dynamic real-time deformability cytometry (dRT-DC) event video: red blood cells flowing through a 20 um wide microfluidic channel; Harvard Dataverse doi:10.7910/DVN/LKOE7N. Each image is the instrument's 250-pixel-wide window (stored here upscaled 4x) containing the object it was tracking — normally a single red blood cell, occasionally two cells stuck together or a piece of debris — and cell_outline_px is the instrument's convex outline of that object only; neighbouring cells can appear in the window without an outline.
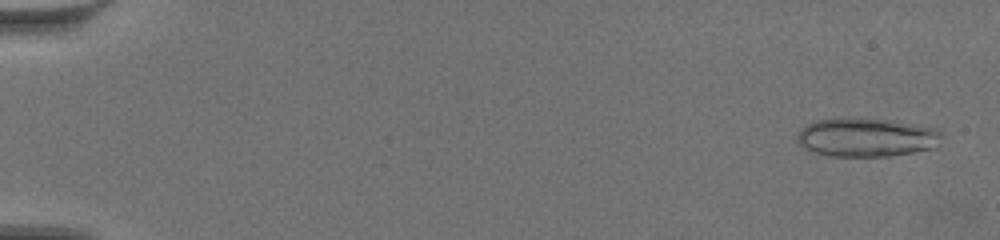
{"species": "common noctule bat (a hibernating species)", "species_latin": "Nyctalus noctula", "temperature_condition": "warm", "stored_images_in_passage": 62, "segment_of_instrument_passage": [1, 2], "camera_frame_rate_fps": 3000, "um_per_image_px": 0.085, "animal": {"sex": "female", "body_mass_g": 19.5, "forearm_length_mm": 54.1}, "frame": {"image": 1, "passage_image": 3, "time_ms": 0.667, "image_size_px": [1000, 240], "cell_outline_px": [[944, 136], [936, 148], [888, 156], [832, 156], [800, 148], [796, 140], [796, 136], [800, 128], [816, 120], [836, 116], [864, 116], [920, 124], [936, 128], [944, 132]], "centroid_in_image_um": [73.66, 11.63], "position_along_channel_um": 11.3, "area_um2": 34.04}}